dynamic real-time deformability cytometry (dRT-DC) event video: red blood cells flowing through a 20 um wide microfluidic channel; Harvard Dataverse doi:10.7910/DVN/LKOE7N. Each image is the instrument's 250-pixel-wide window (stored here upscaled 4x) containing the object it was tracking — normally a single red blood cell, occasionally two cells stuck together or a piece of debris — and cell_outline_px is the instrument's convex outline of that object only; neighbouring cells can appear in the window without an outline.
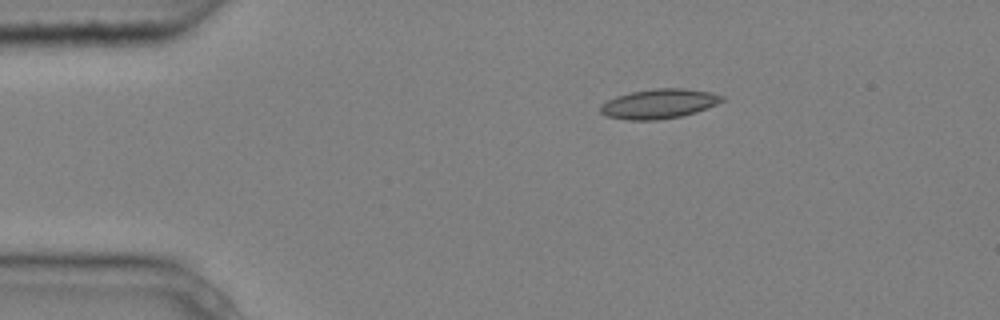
{"species": "common noctule bat (a hibernating species)", "species_latin": "Nyctalus noctula", "temperature_condition": "cold", "stored_images_in_passage": 2, "camera_frame_rate_fps": 3000, "um_per_image_px": 0.085, "animal": {"sex": "male", "body_mass_g": 20.4}, "frame": {"image": 1, "passage_image": 1, "time_ms": 0.0, "image_size_px": [1000, 320], "cell_outline_px": [[724, 100], [716, 104], [696, 112], [680, 116], [656, 120], [628, 120], [608, 116], [600, 112], [600, 104], [616, 96], [632, 92], [656, 88], [684, 88], [712, 92], [724, 96]], "centroid_in_image_um": [56.02, 8.81], "position_along_channel_um": 29.0, "area_um2": 20.87}}